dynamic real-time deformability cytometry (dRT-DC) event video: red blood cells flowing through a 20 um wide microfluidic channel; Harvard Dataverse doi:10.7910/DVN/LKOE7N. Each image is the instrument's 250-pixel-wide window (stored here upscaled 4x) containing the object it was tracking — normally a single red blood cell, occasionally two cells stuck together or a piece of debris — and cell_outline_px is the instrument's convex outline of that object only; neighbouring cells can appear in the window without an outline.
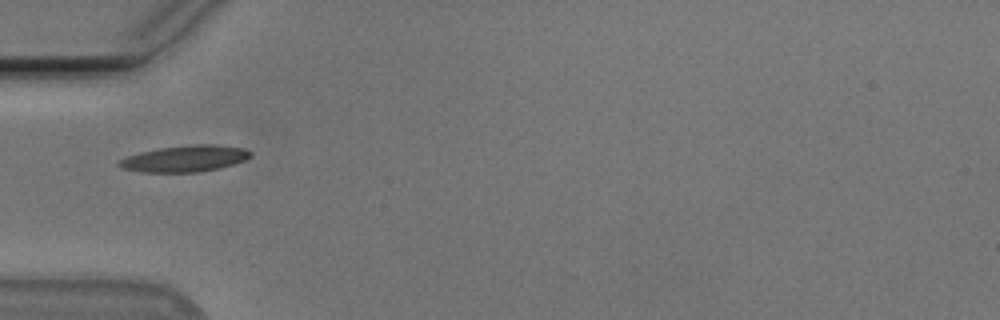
{"species": "Egyptian fruit bat (a non-hibernating species)", "species_latin": "Rousettus aegyptiacus", "temperature_condition": "cold", "stored_images_in_passage": 17, "camera_frame_rate_fps": 3000, "um_per_image_px": 0.085, "animal": {"sex": "male"}, "frame": {"image": 1, "passage_image": 1, "time_ms": 0.0, "image_size_px": [1000, 320], "cell_outline_px": [[252, 156], [244, 160], [220, 168], [200, 172], [140, 172], [120, 168], [116, 164], [116, 160], [140, 152], [160, 148], [196, 144], [216, 144], [244, 148], [252, 152]], "centroid_in_image_um": [15.69, 13.48], "position_along_channel_um": 69.3, "area_um2": 20.35}}